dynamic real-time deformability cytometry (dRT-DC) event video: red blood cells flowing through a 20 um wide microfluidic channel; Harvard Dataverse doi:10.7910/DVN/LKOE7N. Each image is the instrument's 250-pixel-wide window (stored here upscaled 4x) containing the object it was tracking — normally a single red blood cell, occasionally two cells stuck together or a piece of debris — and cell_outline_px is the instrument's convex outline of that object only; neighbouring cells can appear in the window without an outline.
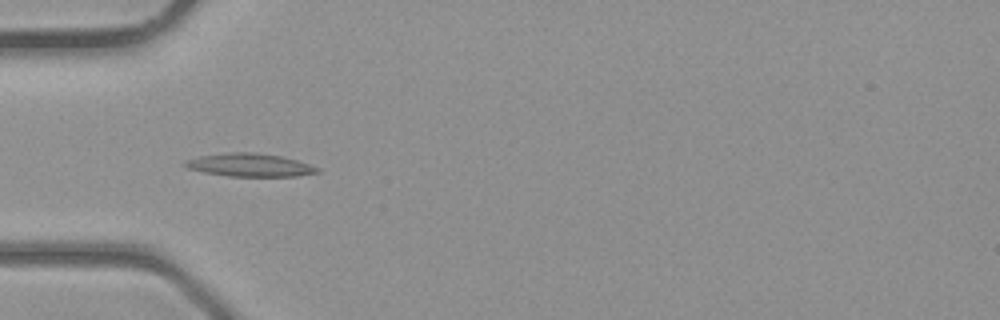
{"species": "common noctule bat (a hibernating species)", "species_latin": "Nyctalus noctula", "temperature_condition": "room temperature", "stored_images_in_passage": 31, "camera_frame_rate_fps": 3000, "um_per_image_px": 0.085, "animal": {"sex": "male", "body_mass_g": 23.1, "forearm_length_mm": 52.7}, "frame": {"image": 1, "passage_image": 4, "time_ms": 1.0, "image_size_px": [1000, 320], "cell_outline_px": [[320, 172], [296, 176], [228, 176], [204, 172], [188, 168], [180, 164], [184, 160], [200, 156], [228, 152], [256, 152], [280, 156], [296, 160], [320, 168]], "centroid_in_image_um": [21.19, 14.02], "position_along_channel_um": 63.8, "area_um2": 17.8}}
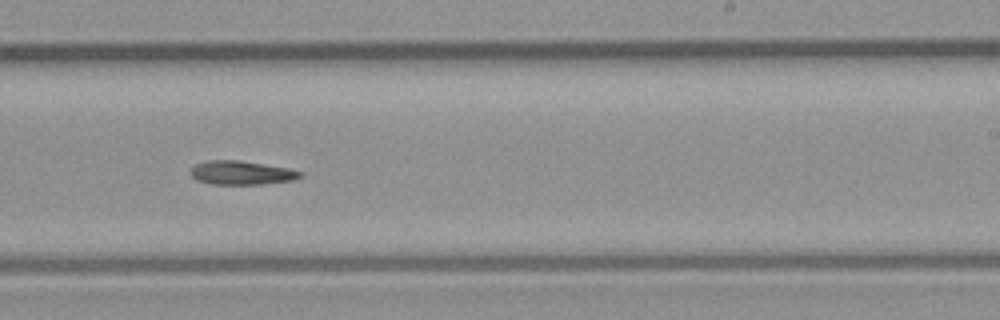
{"frame": {"image": 2, "passage_image": 16, "time_ms": 5.0, "image_size_px": [1000, 320], "cell_outline_px": [[304, 176], [292, 180], [260, 184], [212, 184], [196, 180], [192, 176], [192, 168], [196, 164], [204, 160], [236, 160], [288, 168], [304, 172]], "centroid_in_image_um": [20.54, 14.68], "position_along_channel_um": 268.5, "area_um2": 15.09}}
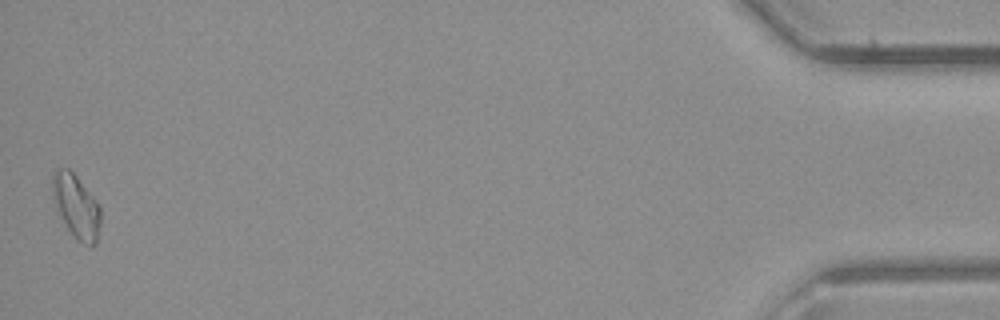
{"frame": {"image": 3, "passage_image": 31, "time_ms": 10.0, "image_size_px": [1000, 320], "cell_outline_px": [[100, 224], [96, 244], [92, 248], [76, 240], [72, 236], [52, 196], [52, 176], [56, 168], [68, 168], [76, 176], [100, 204]], "centroid_in_image_um": [6.51, 17.56], "position_along_channel_um": 428.7, "area_um2": 17.74}}